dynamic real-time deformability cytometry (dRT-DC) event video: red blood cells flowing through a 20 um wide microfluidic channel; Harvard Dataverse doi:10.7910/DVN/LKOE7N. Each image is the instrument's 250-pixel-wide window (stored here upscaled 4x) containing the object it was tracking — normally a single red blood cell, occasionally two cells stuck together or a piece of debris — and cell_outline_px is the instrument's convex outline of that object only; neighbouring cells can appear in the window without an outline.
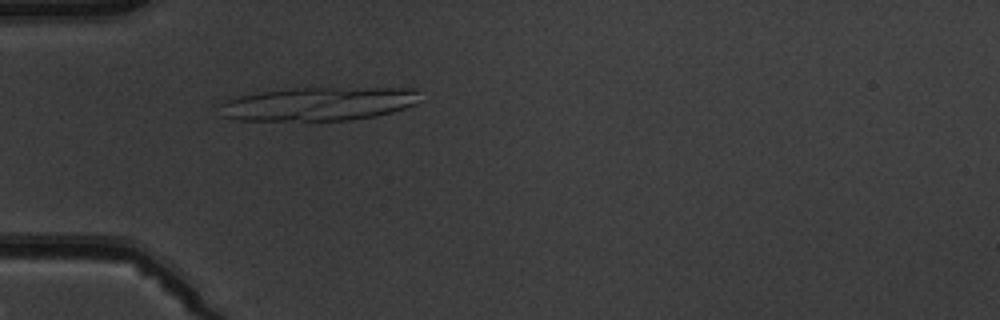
{"species": "common noctule bat (a hibernating species)", "species_latin": "Nyctalus noctula", "temperature_condition": "warm", "stored_images_in_passage": 5, "camera_frame_rate_fps": 3000, "um_per_image_px": 0.085, "animal": {"sex": "male", "body_mass_g": 19.5, "forearm_length_mm": 54.6}, "frame": {"image": 1, "passage_image": 5, "time_ms": 4.667, "image_size_px": [1000, 320], "cell_outline_px": [[420, 100], [416, 104], [392, 112], [376, 116], [352, 120], [236, 120], [220, 116], [216, 104], [224, 100], [236, 96], [260, 92], [292, 88], [412, 88], [416, 92]], "centroid_in_image_um": [26.98, 8.83], "position_along_channel_um": 58.0, "area_um2": 39.54}}